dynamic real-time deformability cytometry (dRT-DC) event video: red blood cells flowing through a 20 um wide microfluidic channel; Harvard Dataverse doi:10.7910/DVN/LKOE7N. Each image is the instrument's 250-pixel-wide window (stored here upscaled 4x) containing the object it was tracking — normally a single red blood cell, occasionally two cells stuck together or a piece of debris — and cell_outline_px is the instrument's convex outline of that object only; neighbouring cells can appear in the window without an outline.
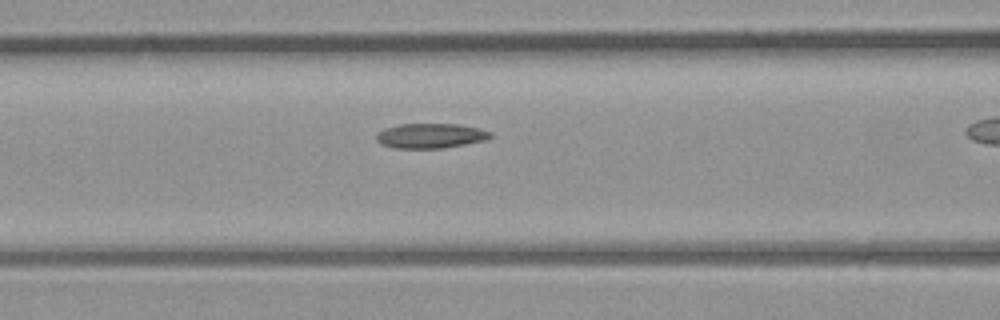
{"species": "common noctule bat (a hibernating species)", "species_latin": "Nyctalus noctula", "temperature_condition": "room temperature", "stored_images_in_passage": 4, "camera_frame_rate_fps": 3000, "um_per_image_px": 0.085, "animal": {"sex": "male", "body_mass_g": 23.1, "forearm_length_mm": 52.7}, "frame": {"image": 1, "passage_image": 4, "time_ms": 3.667, "image_size_px": [1000, 320], "cell_outline_px": [[492, 136], [484, 140], [464, 144], [440, 148], [396, 148], [380, 144], [376, 140], [376, 132], [384, 128], [400, 124], [456, 124], [480, 128], [492, 132]], "centroid_in_image_um": [36.55, 11.53], "position_along_channel_um": 130.0, "area_um2": 16.47}}